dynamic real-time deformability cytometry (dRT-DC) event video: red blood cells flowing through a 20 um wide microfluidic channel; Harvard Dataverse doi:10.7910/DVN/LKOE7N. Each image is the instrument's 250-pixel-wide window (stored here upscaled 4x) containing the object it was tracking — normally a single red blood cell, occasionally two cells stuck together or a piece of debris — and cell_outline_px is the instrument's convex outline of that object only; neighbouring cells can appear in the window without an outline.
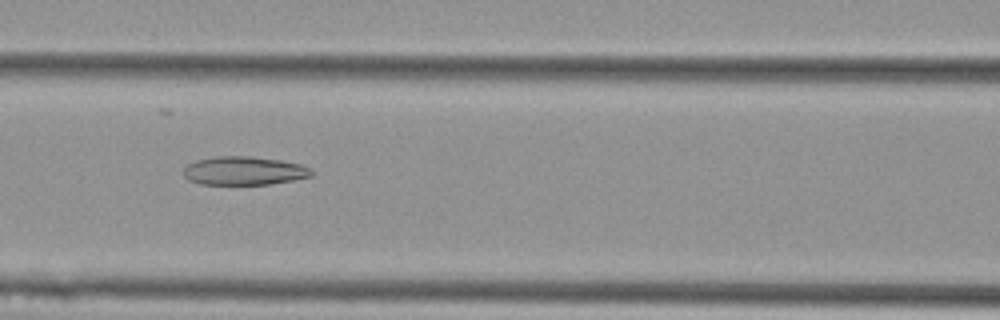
{"species": "Egyptian fruit bat (a non-hibernating species)", "species_latin": "Rousettus aegyptiacus", "temperature_condition": "cold", "stored_images_in_passage": 7, "camera_frame_rate_fps": 3000, "um_per_image_px": 0.085, "animal": {"sex": "female"}, "frame": {"image": 1, "passage_image": 7, "time_ms": 2.0, "image_size_px": [1000, 320], "cell_outline_px": [[312, 176], [292, 180], [268, 184], [200, 184], [188, 180], [184, 176], [184, 168], [188, 164], [196, 160], [216, 156], [252, 156], [280, 160], [300, 164], [312, 168]], "centroid_in_image_um": [20.74, 14.51], "position_along_channel_um": 145.9, "area_um2": 21.27}}